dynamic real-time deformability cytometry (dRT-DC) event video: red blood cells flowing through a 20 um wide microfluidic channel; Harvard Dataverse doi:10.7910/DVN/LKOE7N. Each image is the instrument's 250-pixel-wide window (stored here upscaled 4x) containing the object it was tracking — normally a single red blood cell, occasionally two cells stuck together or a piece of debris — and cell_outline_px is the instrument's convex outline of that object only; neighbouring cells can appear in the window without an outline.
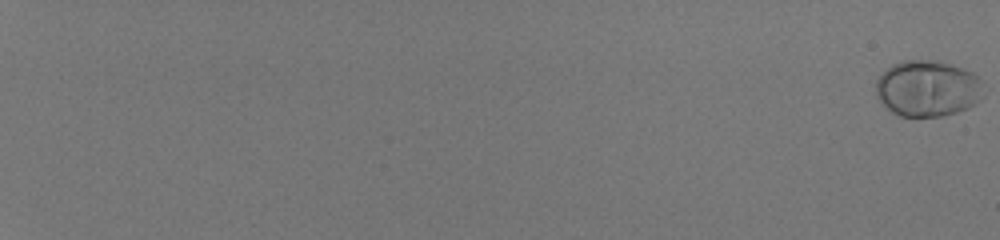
{"species": "human", "species_latin": "Homo sapiens", "temperature_condition": "room temperature", "stored_images_in_passage": 24, "camera_frame_rate_fps": 3000, "um_per_image_px": 0.085, "donor": {"sex": "male"}, "frame": {"image": 1, "passage_image": 1, "time_ms": 0.0, "image_size_px": [1000, 240], "cell_outline_px": [[984, 96], [976, 104], [968, 108], [956, 112], [940, 116], [900, 116], [892, 112], [876, 96], [876, 80], [892, 64], [904, 60], [932, 60], [948, 64], [972, 72], [980, 80]], "centroid_in_image_um": [78.85, 7.53], "position_along_channel_um": 6.2, "area_um2": 35.03}}
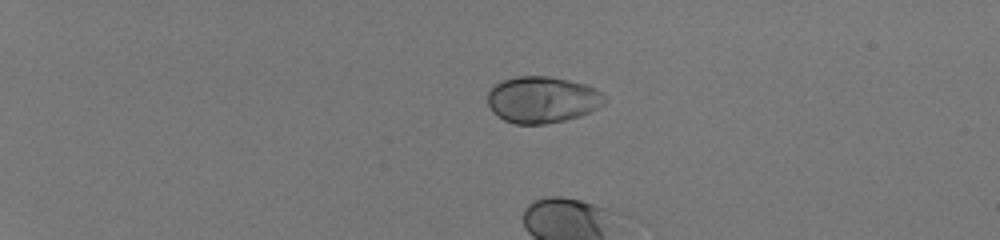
{"frame": {"image": 2, "passage_image": 18, "time_ms": 5.667, "image_size_px": [1000, 240], "cell_outline_px": [[608, 100], [604, 104], [592, 112], [580, 116], [564, 120], [544, 124], [516, 124], [504, 120], [492, 112], [488, 104], [488, 92], [496, 84], [504, 80], [516, 76], [548, 76], [588, 84], [596, 88], [608, 96]], "centroid_in_image_um": [46.16, 8.47], "position_along_channel_um": 38.8, "area_um2": 32.08}}